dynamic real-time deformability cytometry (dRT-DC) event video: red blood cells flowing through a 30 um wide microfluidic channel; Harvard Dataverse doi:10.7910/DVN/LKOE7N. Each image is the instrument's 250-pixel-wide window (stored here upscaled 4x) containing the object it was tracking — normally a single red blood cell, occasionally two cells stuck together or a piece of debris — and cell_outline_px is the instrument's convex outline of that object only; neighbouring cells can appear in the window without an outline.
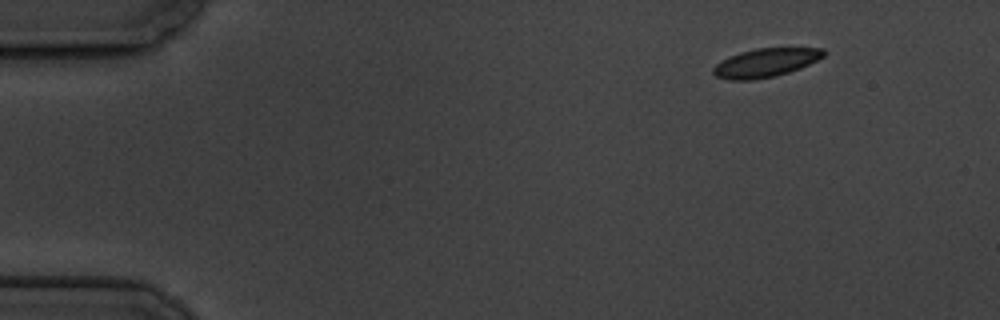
{"species": "common noctule bat (a hibernating species)", "species_latin": "Nyctalus noctula", "temperature_condition": "cold", "stored_images_in_passage": 4, "segment_of_instrument_passage": [1, 2], "camera_frame_rate_fps": 3000, "um_per_image_px": 0.085, "animal": {"sex": "male", "body_mass_g": 19.5, "forearm_length_mm": 54.6}, "frame": {"image": 1, "passage_image": 1, "time_ms": 0.0, "image_size_px": [1000, 320], "cell_outline_px": [[824, 56], [800, 68], [776, 76], [752, 80], [728, 80], [716, 76], [712, 72], [712, 68], [716, 64], [728, 56], [740, 52], [756, 48], [824, 48]], "centroid_in_image_um": [65.03, 5.33], "position_along_channel_um": 20.0, "area_um2": 18.38}}
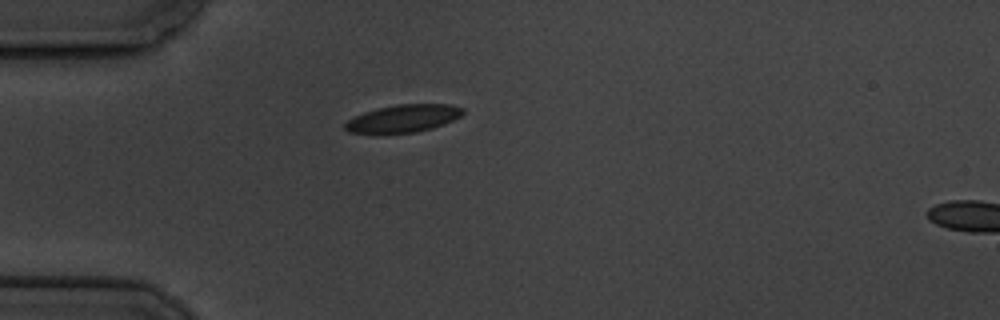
{"frame": {"image": 2, "passage_image": 3, "time_ms": 3.333, "image_size_px": [1000, 320], "cell_outline_px": [[464, 112], [460, 116], [444, 124], [432, 128], [416, 132], [376, 136], [348, 132], [344, 128], [344, 124], [348, 120], [364, 112], [376, 108], [396, 104], [452, 104], [464, 108]], "centroid_in_image_um": [34.21, 10.1], "position_along_channel_um": 50.8, "area_um2": 19.65}}